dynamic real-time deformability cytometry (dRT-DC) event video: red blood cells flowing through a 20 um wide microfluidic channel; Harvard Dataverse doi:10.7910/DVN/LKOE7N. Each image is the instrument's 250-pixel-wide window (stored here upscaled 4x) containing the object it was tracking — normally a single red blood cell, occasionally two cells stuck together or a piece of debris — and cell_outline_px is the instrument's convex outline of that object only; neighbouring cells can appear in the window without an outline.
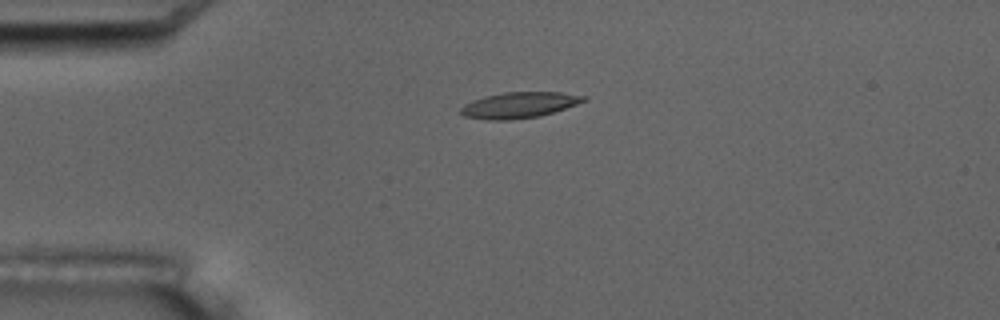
{"species": "common noctule bat (a hibernating species)", "species_latin": "Nyctalus noctula", "temperature_condition": "room temperature", "stored_images_in_passage": 6, "camera_frame_rate_fps": 3000, "um_per_image_px": 0.085, "animal": {"sex": "male", "body_mass_g": 17.5, "forearm_length_mm": 52.3}, "frame": {"image": 1, "passage_image": 5, "time_ms": 4.333, "image_size_px": [1000, 320], "cell_outline_px": [[588, 100], [540, 116], [512, 120], [488, 120], [464, 116], [460, 112], [460, 108], [464, 104], [472, 100], [484, 96], [504, 92], [560, 92], [588, 96]], "centroid_in_image_um": [44.11, 8.93], "position_along_channel_um": 40.9, "area_um2": 18.61}}